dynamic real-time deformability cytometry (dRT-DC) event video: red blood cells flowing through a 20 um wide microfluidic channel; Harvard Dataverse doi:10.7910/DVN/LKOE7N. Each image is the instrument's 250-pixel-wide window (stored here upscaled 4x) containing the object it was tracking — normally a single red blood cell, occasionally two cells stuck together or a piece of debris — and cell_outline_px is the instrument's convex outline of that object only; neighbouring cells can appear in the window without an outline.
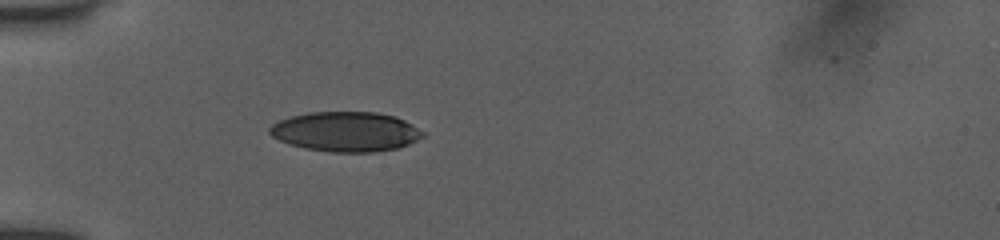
{"species": "human", "species_latin": "Homo sapiens", "temperature_condition": "room temperature", "stored_images_in_passage": 1, "camera_frame_rate_fps": 3000, "um_per_image_px": 0.085, "donor": {"sex": "female"}, "frame": {"image": 1, "passage_image": 1, "time_ms": 0.0, "image_size_px": [1000, 240], "cell_outline_px": [[424, 136], [408, 144], [396, 148], [372, 152], [332, 152], [304, 148], [288, 144], [272, 136], [268, 132], [268, 128], [272, 124], [280, 120], [292, 116], [308, 112], [376, 112], [396, 116], [404, 120], [424, 132]], "centroid_in_image_um": [29.36, 11.18], "position_along_channel_um": 55.6, "area_um2": 35.43}}